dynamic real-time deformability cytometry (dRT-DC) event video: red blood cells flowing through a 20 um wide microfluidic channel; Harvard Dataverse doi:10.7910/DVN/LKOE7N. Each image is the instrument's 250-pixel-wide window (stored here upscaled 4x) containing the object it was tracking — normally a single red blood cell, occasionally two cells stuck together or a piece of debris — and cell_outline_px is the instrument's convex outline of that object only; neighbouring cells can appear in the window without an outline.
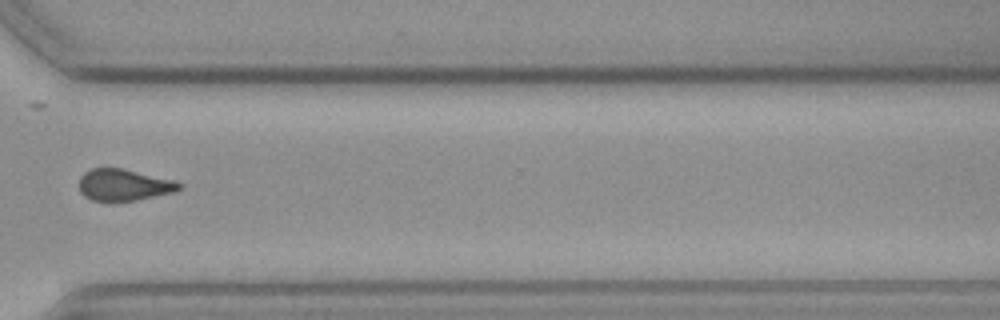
{"species": "common noctule bat (a hibernating species)", "species_latin": "Nyctalus noctula", "temperature_condition": "cold", "stored_images_in_passage": 16, "camera_frame_rate_fps": 3000, "um_per_image_px": 0.085, "animal": {"sex": "female", "body_mass_g": 19.3, "forearm_length_mm": 54.1}, "frame": {"image": 1, "passage_image": 12, "time_ms": 15.667, "image_size_px": [1000, 320], "cell_outline_px": [[184, 184], [180, 188], [172, 192], [136, 200], [92, 200], [84, 196], [80, 192], [80, 176], [84, 172], [92, 168], [124, 168], [172, 180]], "centroid_in_image_um": [10.5, 15.7], "position_along_channel_um": 360.1, "area_um2": 18.15}}
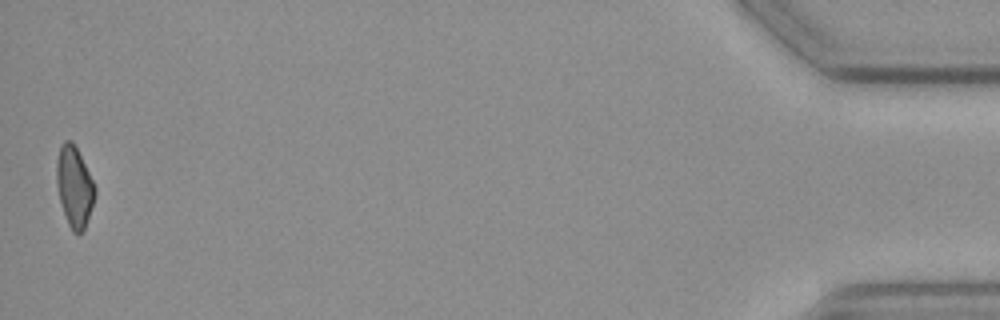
{"frame": {"image": 2, "passage_image": 16, "time_ms": 20.333, "image_size_px": [1000, 320], "cell_outline_px": [[96, 196], [84, 228], [80, 232], [72, 232], [68, 224], [60, 200], [56, 184], [56, 160], [60, 144], [64, 140], [72, 140], [96, 188]], "centroid_in_image_um": [6.3, 15.83], "position_along_channel_um": 428.9, "area_um2": 17.8}}